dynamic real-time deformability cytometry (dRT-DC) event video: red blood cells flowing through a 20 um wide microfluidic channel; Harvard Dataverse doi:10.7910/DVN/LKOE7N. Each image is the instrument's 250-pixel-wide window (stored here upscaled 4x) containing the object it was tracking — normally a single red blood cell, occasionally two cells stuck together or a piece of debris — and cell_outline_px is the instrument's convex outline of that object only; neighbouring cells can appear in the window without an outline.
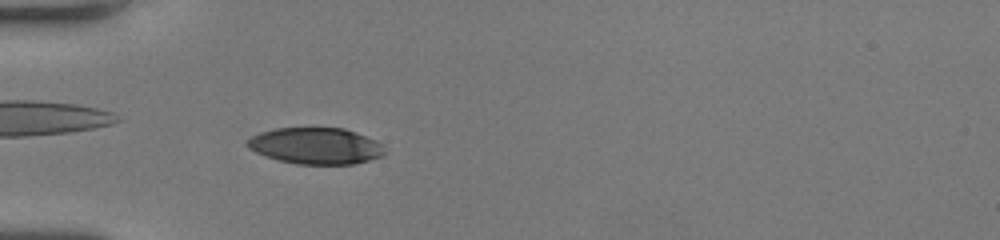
{"species": "human", "species_latin": "Homo sapiens", "temperature_condition": "room temperature", "stored_images_in_passage": 53, "camera_frame_rate_fps": 3000, "um_per_image_px": 0.085, "donor": {"sex": "female"}, "frame": {"image": 1, "passage_image": 18, "time_ms": 5.667, "image_size_px": [1000, 240], "cell_outline_px": [[384, 156], [352, 164], [296, 164], [264, 156], [248, 148], [244, 144], [244, 140], [260, 132], [276, 128], [344, 128], [376, 140], [380, 144], [384, 152]], "centroid_in_image_um": [26.78, 12.4], "position_along_channel_um": 58.2, "area_um2": 29.13}}
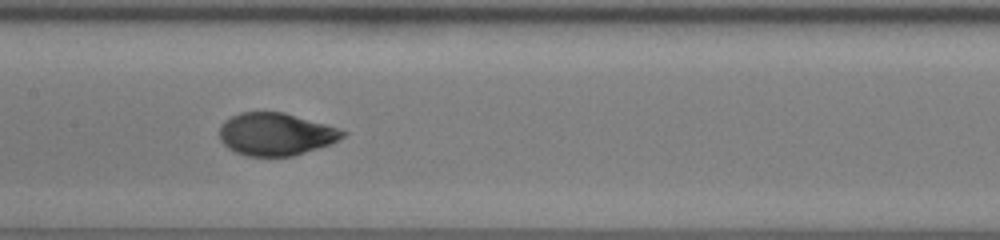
{"frame": {"image": 2, "passage_image": 28, "time_ms": 9.0, "image_size_px": [1000, 240], "cell_outline_px": [[348, 132], [344, 136], [328, 144], [292, 156], [244, 156], [228, 148], [220, 140], [220, 124], [224, 120], [240, 112], [284, 112], [340, 128]], "centroid_in_image_um": [23.41, 11.39], "position_along_channel_um": 184.0, "area_um2": 30.46}}
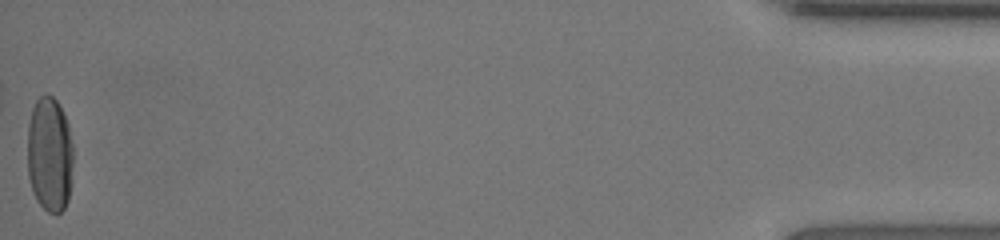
{"frame": {"image": 3, "passage_image": 53, "time_ms": 17.333, "image_size_px": [1000, 240], "cell_outline_px": [[72, 184], [68, 200], [64, 208], [60, 212], [48, 212], [36, 200], [28, 176], [28, 124], [32, 108], [36, 100], [44, 92], [52, 96], [56, 100], [64, 112], [68, 124], [72, 144]], "centroid_in_image_um": [4.23, 13.1], "position_along_channel_um": 431.0, "area_um2": 31.04}, "authors_computed_cell_mechanics": {"area_um2": 30.923, "velocity_mm_per_s": 4.0625, "shape_relaxation_time_tau1_ms": 4.0003, "shape_relaxation_time_tau2_ms": null, "deformation_change_tau1": 0.1719, "deformation_change_tau2": null}}